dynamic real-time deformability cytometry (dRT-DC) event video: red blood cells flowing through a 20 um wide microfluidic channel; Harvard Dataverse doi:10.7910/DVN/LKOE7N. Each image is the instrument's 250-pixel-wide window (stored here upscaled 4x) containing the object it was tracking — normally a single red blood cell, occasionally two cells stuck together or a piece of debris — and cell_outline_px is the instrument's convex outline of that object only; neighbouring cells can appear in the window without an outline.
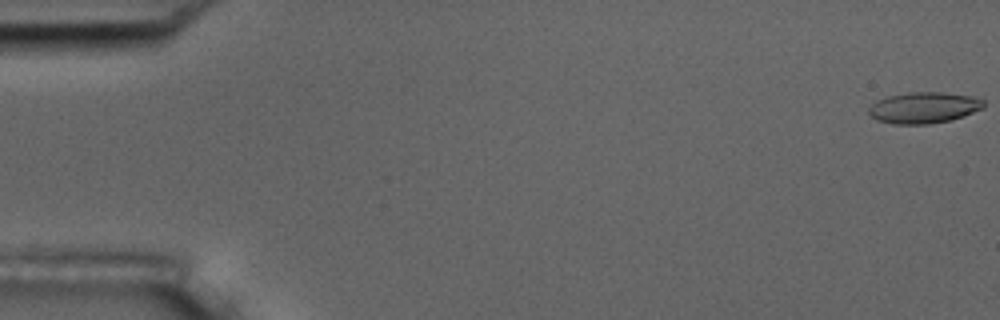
{"species": "common noctule bat (a hibernating species)", "species_latin": "Nyctalus noctula", "temperature_condition": "room temperature", "stored_images_in_passage": 8, "camera_frame_rate_fps": 3000, "um_per_image_px": 0.085, "animal": {"sex": "male", "body_mass_g": 17.5, "forearm_length_mm": 52.3}, "frame": {"image": 1, "passage_image": 1, "time_ms": 0.0, "image_size_px": [1000, 320], "cell_outline_px": [[984, 108], [964, 116], [952, 120], [928, 124], [892, 124], [876, 120], [868, 112], [868, 108], [876, 100], [888, 96], [908, 92], [940, 92], [972, 96], [984, 100]], "centroid_in_image_um": [78.52, 9.15], "position_along_channel_um": 6.5, "area_um2": 21.04}}